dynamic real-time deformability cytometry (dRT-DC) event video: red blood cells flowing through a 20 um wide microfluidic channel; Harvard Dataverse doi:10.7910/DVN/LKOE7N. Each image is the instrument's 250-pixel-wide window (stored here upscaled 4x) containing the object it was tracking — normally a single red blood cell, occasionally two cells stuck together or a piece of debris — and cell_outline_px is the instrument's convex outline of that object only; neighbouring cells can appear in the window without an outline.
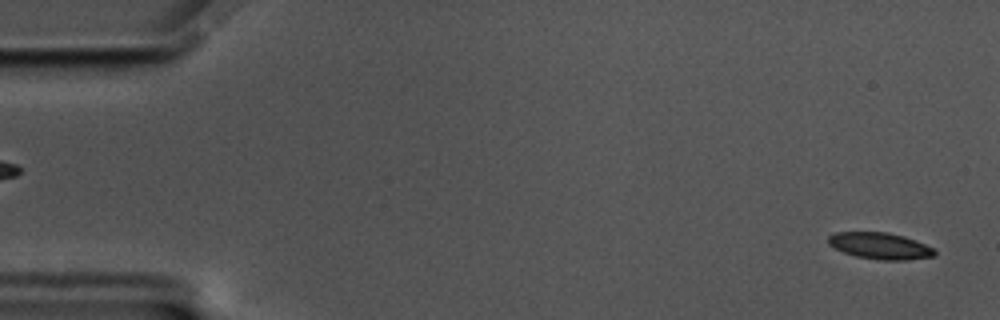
{"species": "common noctule bat (a hibernating species)", "species_latin": "Nyctalus noctula", "temperature_condition": "cold", "stored_images_in_passage": 57, "camera_frame_rate_fps": 3000, "um_per_image_px": 0.085, "animal": {"sex": "male", "body_mass_g": 17.5, "forearm_length_mm": 52.3}, "frame": {"image": 1, "passage_image": 2, "time_ms": 0.333, "image_size_px": [1000, 320], "cell_outline_px": [[936, 256], [904, 260], [880, 260], [856, 256], [844, 252], [828, 244], [828, 236], [836, 232], [888, 232], [904, 236], [936, 248]], "centroid_in_image_um": [74.84, 20.9], "position_along_channel_um": 10.2, "area_um2": 16.47}}
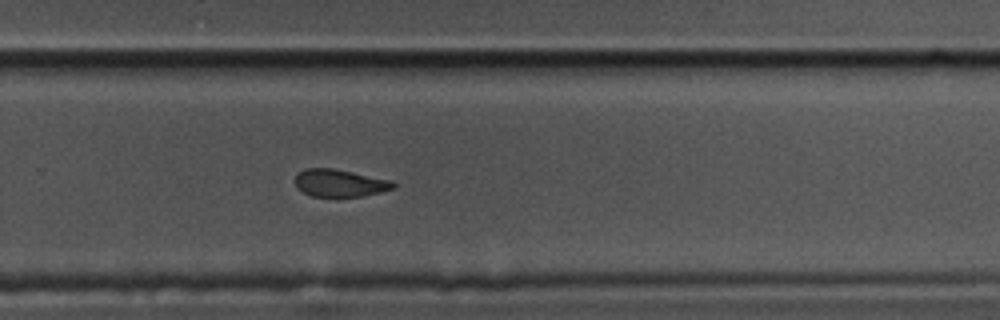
{"frame": {"image": 2, "passage_image": 38, "time_ms": 12.333, "image_size_px": [1000, 320], "cell_outline_px": [[396, 188], [364, 196], [312, 196], [296, 188], [296, 172], [304, 168], [332, 168], [392, 180], [396, 184]], "centroid_in_image_um": [28.88, 15.55], "position_along_channel_um": 300.9, "area_um2": 15.72}}
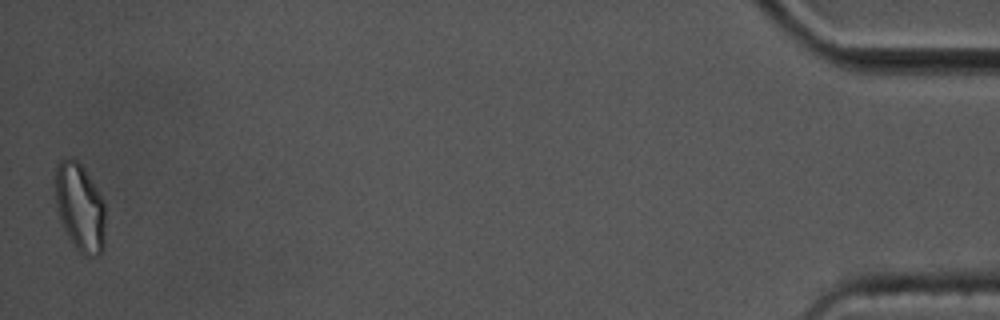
{"frame": {"image": 3, "passage_image": 57, "time_ms": 18.667, "image_size_px": [1000, 320], "cell_outline_px": [[104, 248], [100, 256], [84, 256], [72, 244], [60, 220], [56, 208], [52, 184], [56, 164], [60, 160], [76, 160], [84, 168], [100, 196], [104, 204]], "centroid_in_image_um": [6.74, 17.64], "position_along_channel_um": 428.5, "area_um2": 26.01}, "authors_computed_cell_mechanics": {"area_um2": 17.1666, "velocity_mm_per_s": 3.4849, "shape_relaxation_time_tau1_ms": 5.4264, "shape_relaxation_time_tau2_ms": 3.4421, "deformation_change_tau1": 0.1208, "deformation_change_tau2": 0.0841}}